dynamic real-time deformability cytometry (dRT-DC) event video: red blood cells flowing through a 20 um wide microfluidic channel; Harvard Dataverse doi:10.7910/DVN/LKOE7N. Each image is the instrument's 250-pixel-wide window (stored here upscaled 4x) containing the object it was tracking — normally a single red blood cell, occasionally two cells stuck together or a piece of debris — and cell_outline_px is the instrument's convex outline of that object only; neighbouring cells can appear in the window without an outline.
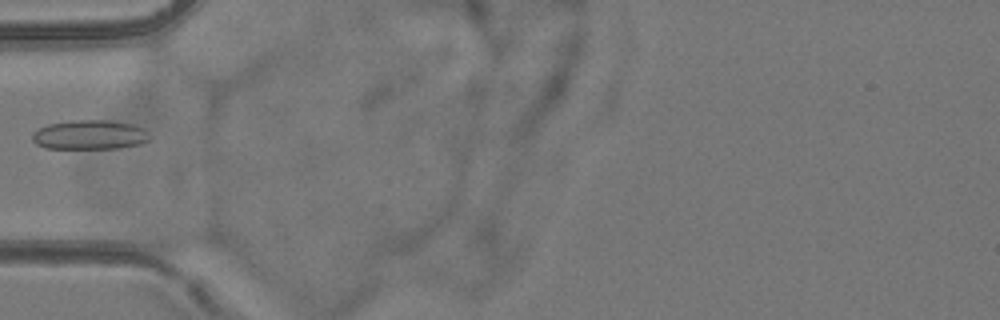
{"species": "common noctule bat (a hibernating species)", "species_latin": "Nyctalus noctula", "temperature_condition": "room temperature", "stored_images_in_passage": 6, "camera_frame_rate_fps": 3000, "um_per_image_px": 0.085, "animal": {"sex": "female", "body_mass_g": 24.6, "forearm_length_mm": 56.2}, "frame": {"image": 1, "passage_image": 5, "time_ms": 4.667, "image_size_px": [1000, 320], "cell_outline_px": [[152, 140], [140, 144], [120, 148], [44, 148], [36, 144], [32, 140], [32, 132], [48, 124], [72, 120], [112, 120], [132, 124], [144, 128], [152, 136]], "centroid_in_image_um": [7.67, 11.45], "position_along_channel_um": 77.3, "area_um2": 20.4}}